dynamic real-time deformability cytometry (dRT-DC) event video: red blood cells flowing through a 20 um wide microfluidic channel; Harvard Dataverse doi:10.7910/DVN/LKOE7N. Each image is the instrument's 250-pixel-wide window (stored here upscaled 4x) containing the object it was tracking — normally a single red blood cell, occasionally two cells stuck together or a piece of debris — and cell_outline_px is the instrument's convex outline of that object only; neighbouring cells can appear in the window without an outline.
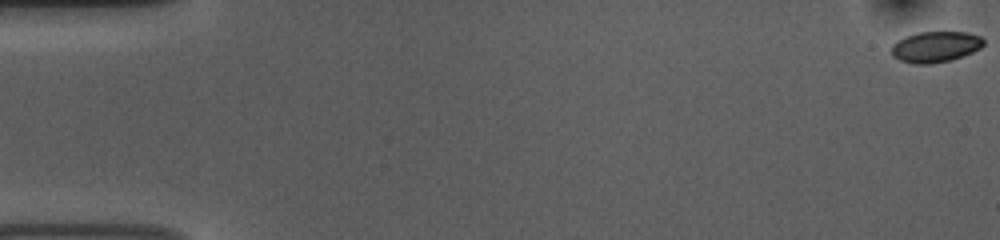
{"species": "common noctule bat (a hibernating species)", "species_latin": "Nyctalus noctula", "temperature_condition": "room temperature", "stored_images_in_passage": 55, "camera_frame_rate_fps": 3000, "um_per_image_px": 0.085, "animal": {"sex": "female", "body_mass_g": 10.0, "forearm_length_mm": 53.1}, "frame": {"image": 1, "passage_image": 1, "time_ms": 0.0, "image_size_px": [1000, 240], "cell_outline_px": [[984, 44], [980, 48], [972, 52], [952, 60], [928, 64], [916, 64], [900, 60], [892, 56], [892, 44], [896, 40], [920, 32], [968, 32], [980, 36], [984, 40]], "centroid_in_image_um": [79.52, 3.98], "position_along_channel_um": 5.5, "area_um2": 16.53}}
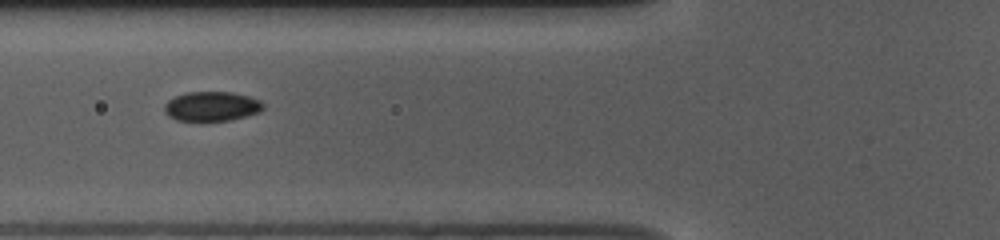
{"frame": {"image": 2, "passage_image": 21, "time_ms": 6.667, "image_size_px": [1000, 240], "cell_outline_px": [[264, 108], [260, 112], [228, 120], [176, 120], [168, 116], [164, 112], [164, 104], [168, 100], [176, 96], [188, 92], [232, 92], [248, 96], [260, 100], [264, 104]], "centroid_in_image_um": [17.99, 9.03], "position_along_channel_um": 107.8, "area_um2": 16.88}}
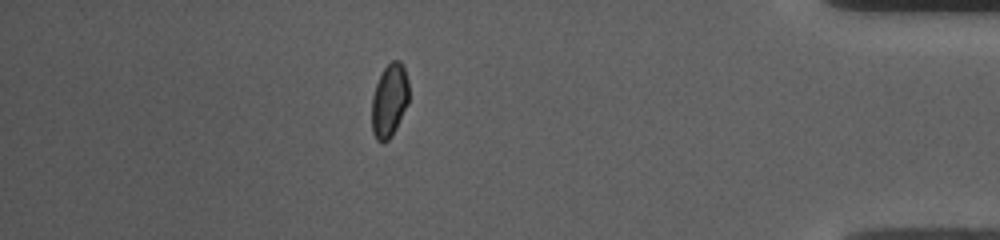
{"frame": {"image": 3, "passage_image": 48, "time_ms": 15.667, "image_size_px": [1000, 240], "cell_outline_px": [[408, 104], [392, 136], [388, 140], [380, 144], [376, 140], [372, 132], [372, 96], [376, 84], [384, 68], [392, 60], [400, 60], [404, 68], [408, 80]], "centroid_in_image_um": [33.09, 8.57], "position_along_channel_um": 402.1, "area_um2": 15.95}, "authors_computed_cell_mechanics": {"area_um2": 16.8776, "velocity_mm_per_s": 3.7289, "shape_relaxation_time_tau1_ms": 5.6679, "shape_relaxation_time_tau2_ms": 3.4137, "deformation_change_tau1": 0.1276, "deformation_change_tau2": 0.0542}}